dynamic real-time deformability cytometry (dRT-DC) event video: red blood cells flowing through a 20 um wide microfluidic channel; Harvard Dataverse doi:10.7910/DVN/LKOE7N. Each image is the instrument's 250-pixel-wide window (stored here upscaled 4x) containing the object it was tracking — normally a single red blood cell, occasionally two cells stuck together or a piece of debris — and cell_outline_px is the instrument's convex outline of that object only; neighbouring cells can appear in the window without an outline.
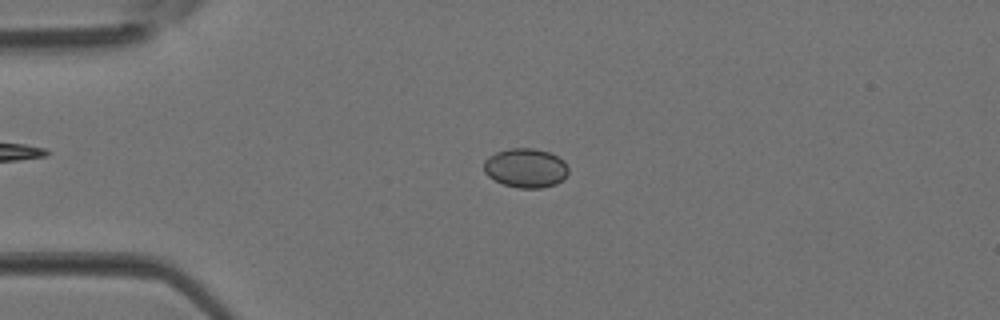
{"species": "Egyptian fruit bat (a non-hibernating species)", "species_latin": "Rousettus aegyptiacus", "temperature_condition": "room temperature", "stored_images_in_passage": 38, "camera_frame_rate_fps": 3000, "um_per_image_px": 0.085, "animal": {"sex": "female"}, "frame": {"image": 1, "passage_image": 9, "time_ms": 2.667, "image_size_px": [1000, 320], "cell_outline_px": [[568, 172], [556, 184], [540, 188], [516, 188], [504, 184], [488, 176], [484, 172], [484, 160], [488, 156], [496, 152], [508, 148], [536, 148], [552, 152], [564, 160], [568, 168]], "centroid_in_image_um": [44.68, 14.26], "position_along_channel_um": 40.3, "area_um2": 19.48}}
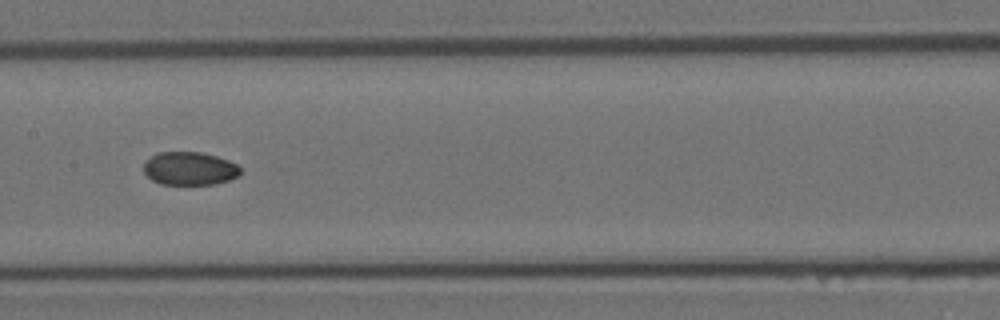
{"frame": {"image": 2, "passage_image": 19, "time_ms": 6.0, "image_size_px": [1000, 320], "cell_outline_px": [[240, 176], [216, 184], [160, 184], [152, 180], [144, 172], [144, 164], [156, 152], [200, 152], [216, 156], [228, 160], [236, 164], [240, 168]], "centroid_in_image_um": [16.13, 14.33], "position_along_channel_um": 191.3, "area_um2": 18.67}}
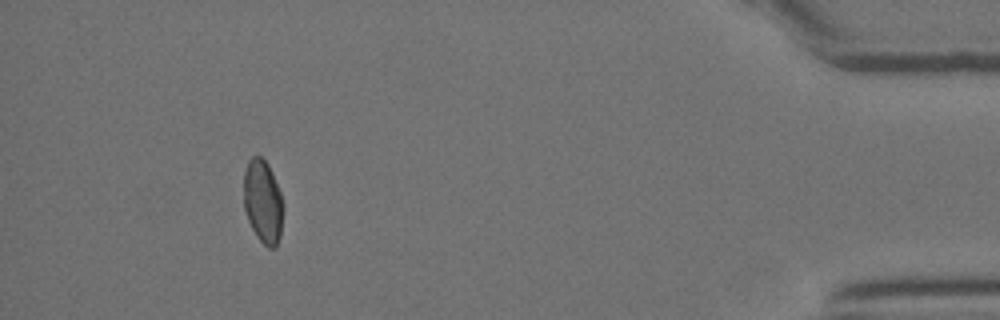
{"frame": {"image": 3, "passage_image": 35, "time_ms": 11.333, "image_size_px": [1000, 320], "cell_outline_px": [[284, 208], [280, 236], [276, 248], [268, 248], [256, 236], [248, 220], [244, 208], [244, 172], [248, 160], [252, 156], [260, 156], [268, 164], [272, 172], [280, 192], [284, 204]], "centroid_in_image_um": [22.36, 17.15], "position_along_channel_um": 412.8, "area_um2": 19.36}}